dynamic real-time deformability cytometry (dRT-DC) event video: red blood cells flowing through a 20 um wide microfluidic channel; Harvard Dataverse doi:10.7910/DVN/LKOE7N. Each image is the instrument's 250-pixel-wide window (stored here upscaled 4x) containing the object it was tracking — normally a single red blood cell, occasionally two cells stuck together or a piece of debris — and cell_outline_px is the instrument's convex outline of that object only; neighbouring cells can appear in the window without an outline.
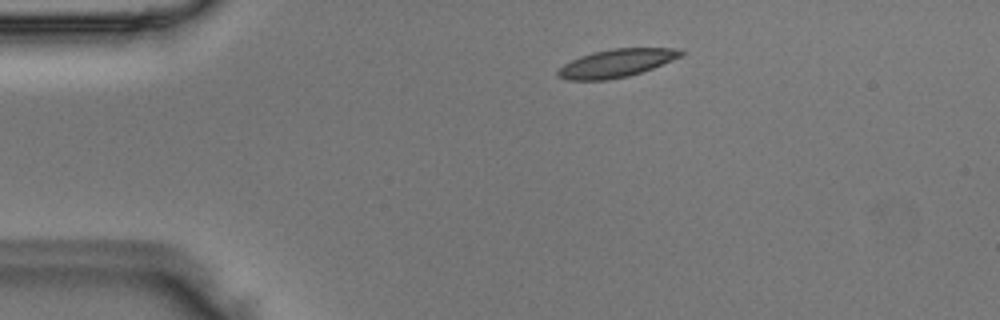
{"species": "Egyptian fruit bat (a non-hibernating species)", "species_latin": "Rousettus aegyptiacus", "temperature_condition": "room temperature", "stored_images_in_passage": 2, "camera_frame_rate_fps": 3000, "um_per_image_px": 0.085, "animal": {"sex": "male"}, "frame": {"image": 1, "passage_image": 1, "time_ms": 0.0, "image_size_px": [1000, 320], "cell_outline_px": [[684, 52], [680, 56], [652, 68], [628, 76], [608, 80], [568, 80], [560, 76], [556, 72], [564, 64], [580, 56], [592, 52], [612, 48], [680, 48]], "centroid_in_image_um": [52.38, 5.36], "position_along_channel_um": 32.6, "area_um2": 19.83}}